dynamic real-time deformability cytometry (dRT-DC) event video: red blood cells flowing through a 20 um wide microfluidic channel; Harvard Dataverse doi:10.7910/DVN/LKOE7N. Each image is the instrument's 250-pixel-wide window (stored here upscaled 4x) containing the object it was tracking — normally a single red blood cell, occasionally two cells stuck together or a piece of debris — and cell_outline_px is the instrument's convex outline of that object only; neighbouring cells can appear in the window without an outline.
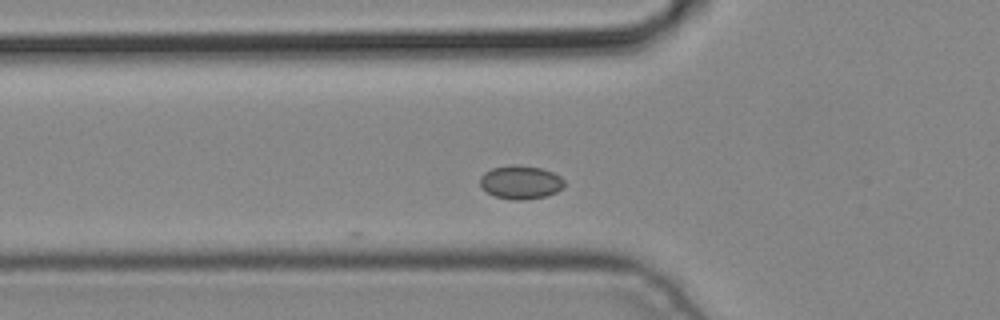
{"species": "common noctule bat (a hibernating species)", "species_latin": "Nyctalus noctula", "temperature_condition": "cold", "stored_images_in_passage": 2, "camera_frame_rate_fps": 3000, "um_per_image_px": 0.085, "animal": {"sex": "male", "body_mass_g": 19.2, "forearm_length_mm": 51.8}, "frame": {"image": 1, "passage_image": 2, "time_ms": 0.333, "image_size_px": [1000, 320], "cell_outline_px": [[564, 184], [556, 192], [544, 196], [524, 200], [512, 200], [496, 196], [480, 188], [480, 176], [484, 172], [492, 168], [512, 164], [540, 168], [552, 172], [560, 176], [564, 180]], "centroid_in_image_um": [44.21, 15.49], "position_along_channel_um": 81.6, "area_um2": 16.36}}